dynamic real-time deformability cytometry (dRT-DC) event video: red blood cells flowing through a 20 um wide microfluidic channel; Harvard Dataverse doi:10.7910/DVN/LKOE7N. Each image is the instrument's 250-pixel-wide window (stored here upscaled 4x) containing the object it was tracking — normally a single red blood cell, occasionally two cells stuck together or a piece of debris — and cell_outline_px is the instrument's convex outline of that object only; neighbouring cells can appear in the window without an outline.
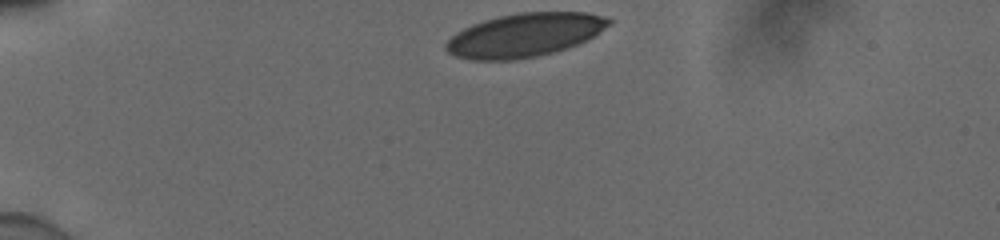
{"species": "human", "species_latin": "Homo sapiens", "temperature_condition": "cold", "stored_images_in_passage": 34, "camera_frame_rate_fps": 3000, "um_per_image_px": 0.085, "donor": {"sex": "male"}, "frame": {"image": 1, "passage_image": 1, "time_ms": 0.0, "image_size_px": [1000, 240], "cell_outline_px": [[612, 24], [588, 40], [568, 48], [536, 56], [512, 60], [472, 60], [456, 56], [448, 52], [444, 48], [444, 44], [456, 32], [472, 24], [484, 20], [500, 16], [520, 12], [588, 12], [604, 16], [612, 20]], "centroid_in_image_um": [44.62, 2.97], "position_along_channel_um": 40.4, "area_um2": 41.5}}
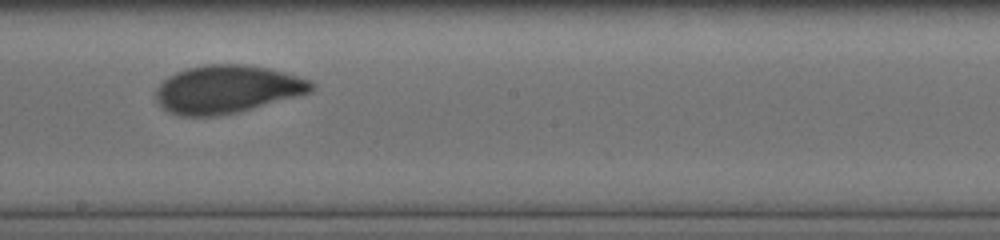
{"frame": {"image": 2, "passage_image": 20, "time_ms": 6.333, "image_size_px": [1000, 240], "cell_outline_px": [[316, 84], [312, 92], [252, 108], [236, 112], [212, 116], [180, 116], [164, 108], [156, 100], [156, 88], [168, 76], [176, 72], [188, 68], [204, 64], [244, 64], [268, 68], [284, 72], [308, 80]], "centroid_in_image_um": [19.3, 7.57], "position_along_channel_um": 228.9, "area_um2": 43.12}}
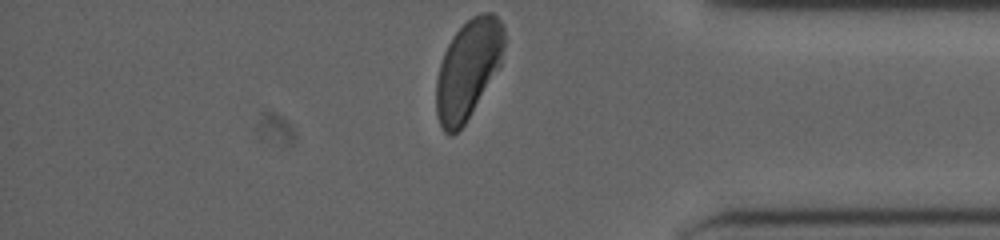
{"frame": {"image": 3, "passage_image": 34, "time_ms": 11.0, "image_size_px": [1000, 240], "cell_outline_px": [[504, 48], [500, 68], [464, 124], [452, 136], [448, 136], [444, 132], [440, 124], [436, 112], [436, 80], [440, 64], [444, 52], [452, 36], [472, 16], [480, 12], [492, 12], [500, 20], [504, 28]], "centroid_in_image_um": [39.79, 5.88], "position_along_channel_um": 395.4, "area_um2": 39.3}, "authors_computed_cell_mechanics": {"area_um2": 42.9454, "velocity_mm_per_s": 3.8786, "shape_relaxation_time_tau1_ms": 4.859, "shape_relaxation_time_tau2_ms": null, "deformation_change_tau1": 0.1364, "deformation_change_tau2": null}}